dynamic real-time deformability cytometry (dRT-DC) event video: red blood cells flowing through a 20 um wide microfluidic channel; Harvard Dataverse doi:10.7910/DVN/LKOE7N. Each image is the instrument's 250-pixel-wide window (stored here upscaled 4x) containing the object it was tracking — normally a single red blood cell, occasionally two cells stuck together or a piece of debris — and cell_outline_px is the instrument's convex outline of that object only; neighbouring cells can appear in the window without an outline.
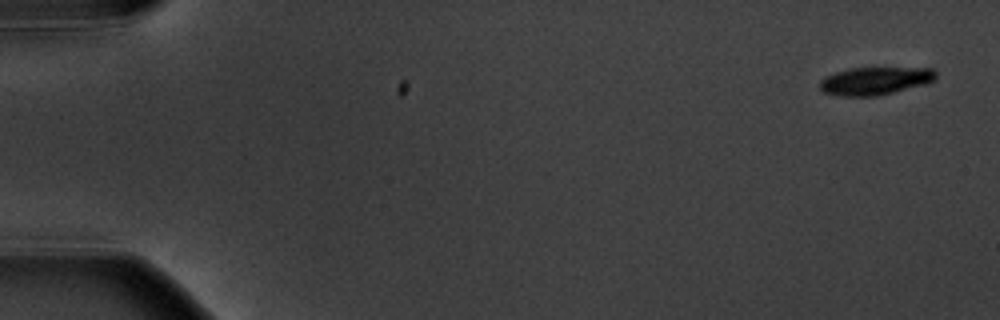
{"species": "common noctule bat (a hibernating species)", "species_latin": "Nyctalus noctula", "temperature_condition": "warm", "stored_images_in_passage": 6, "camera_frame_rate_fps": 3000, "um_per_image_px": 0.085, "animal": {"sex": "male", "body_mass_g": 20.1, "forearm_length_mm": 53.5}, "frame": {"image": 1, "passage_image": 1, "time_ms": 0.0, "image_size_px": [1000, 320], "cell_outline_px": [[936, 80], [924, 84], [876, 96], [840, 96], [824, 92], [820, 88], [820, 80], [824, 76], [848, 68], [932, 68], [936, 72]], "centroid_in_image_um": [74.36, 6.87], "position_along_channel_um": 10.6, "area_um2": 18.73}}
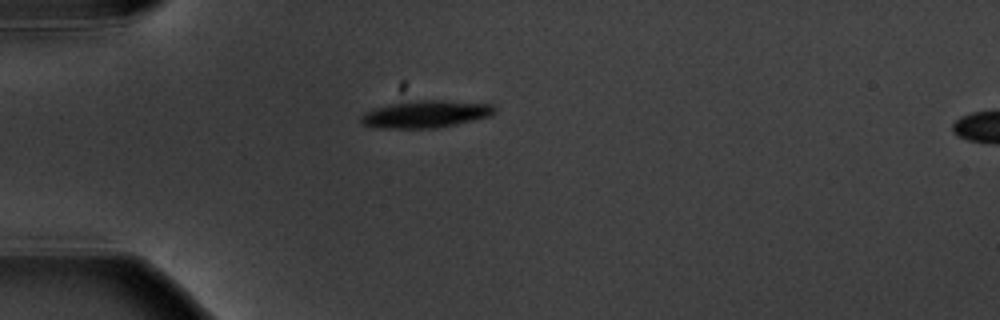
{"frame": {"image": 2, "passage_image": 5, "time_ms": 4.667, "image_size_px": [1000, 320], "cell_outline_px": [[496, 112], [492, 116], [456, 124], [436, 128], [380, 128], [364, 124], [360, 120], [360, 116], [364, 112], [372, 108], [408, 100], [444, 100], [492, 104], [496, 108]], "centroid_in_image_um": [36.19, 9.69], "position_along_channel_um": 48.8, "area_um2": 21.44}}